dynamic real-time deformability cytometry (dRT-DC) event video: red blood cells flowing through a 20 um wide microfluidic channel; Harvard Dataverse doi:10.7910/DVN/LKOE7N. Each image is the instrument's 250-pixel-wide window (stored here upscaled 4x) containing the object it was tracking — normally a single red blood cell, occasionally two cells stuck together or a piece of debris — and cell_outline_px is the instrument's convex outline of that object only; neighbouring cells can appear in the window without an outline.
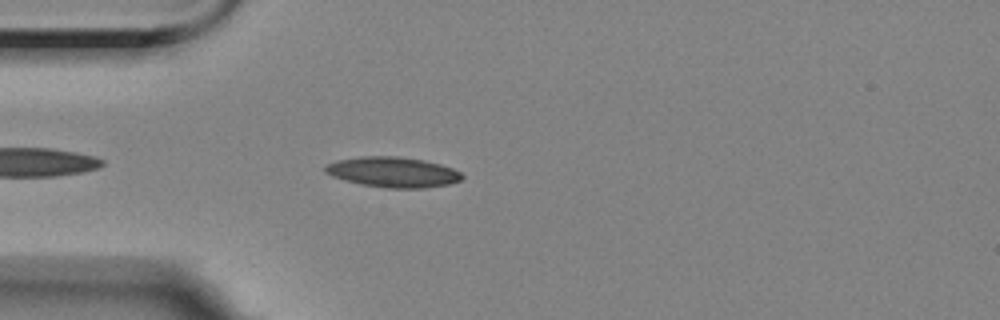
{"species": "Egyptian fruit bat (a non-hibernating species)", "species_latin": "Rousettus aegyptiacus", "temperature_condition": "room temperature", "stored_images_in_passage": 5, "camera_frame_rate_fps": 3000, "um_per_image_px": 0.085, "animal": {"sex": "female"}, "frame": {"image": 1, "passage_image": 5, "time_ms": 4.667, "image_size_px": [1000, 320], "cell_outline_px": [[464, 176], [460, 180], [448, 184], [424, 188], [384, 188], [360, 184], [344, 180], [332, 176], [324, 172], [324, 168], [328, 164], [336, 160], [360, 156], [396, 156], [424, 160], [440, 164], [452, 168], [460, 172]], "centroid_in_image_um": [33.37, 14.63], "position_along_channel_um": 51.6, "area_um2": 24.22}}